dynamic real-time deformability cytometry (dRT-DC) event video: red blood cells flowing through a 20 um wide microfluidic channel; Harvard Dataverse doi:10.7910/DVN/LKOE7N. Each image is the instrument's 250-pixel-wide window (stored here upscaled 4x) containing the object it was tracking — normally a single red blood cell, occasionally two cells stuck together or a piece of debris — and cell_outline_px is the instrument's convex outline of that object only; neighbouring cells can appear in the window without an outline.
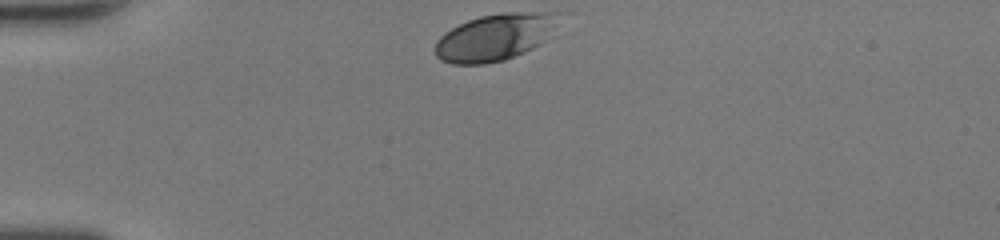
{"species": "human", "species_latin": "Homo sapiens", "temperature_condition": "room temperature", "stored_images_in_passage": 29, "camera_frame_rate_fps": 3000, "um_per_image_px": 0.085, "donor": {"sex": "female"}, "frame": {"image": 1, "passage_image": 1, "time_ms": 0.0, "image_size_px": [1000, 240], "cell_outline_px": [[564, 12], [548, 40], [524, 52], [504, 60], [484, 64], [452, 64], [440, 60], [436, 56], [436, 40], [444, 32], [468, 20], [480, 16], [504, 12]], "centroid_in_image_um": [42.12, 3.14], "position_along_channel_um": 42.9, "area_um2": 34.1}}
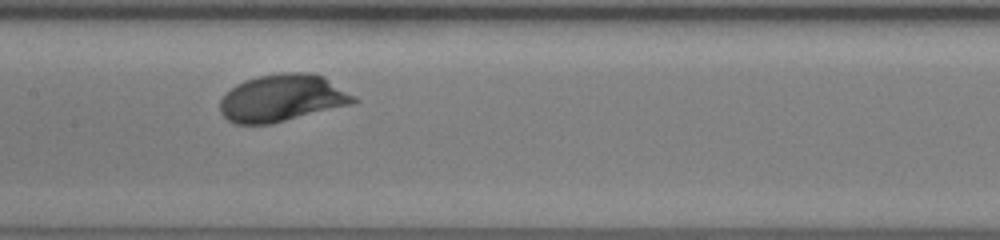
{"frame": {"image": 2, "passage_image": 14, "time_ms": 4.333, "image_size_px": [1000, 240], "cell_outline_px": [[360, 100], [356, 104], [272, 124], [236, 124], [228, 120], [220, 112], [220, 100], [224, 92], [236, 84], [244, 80], [260, 76], [280, 72], [308, 72], [324, 76], [356, 96]], "centroid_in_image_um": [24.03, 8.34], "position_along_channel_um": 183.4, "area_um2": 37.45}}
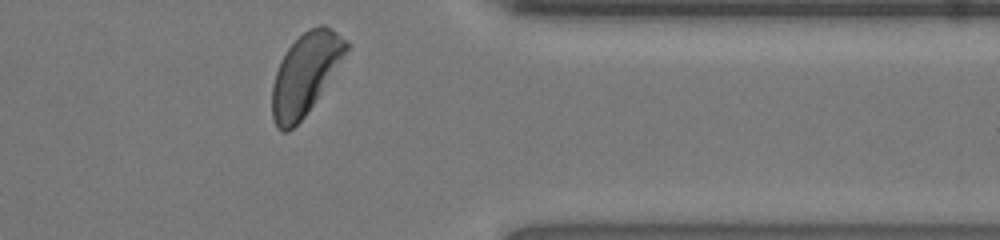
{"frame": {"image": 3, "passage_image": 29, "time_ms": 9.333, "image_size_px": [1000, 240], "cell_outline_px": [[352, 44], [304, 116], [288, 132], [280, 132], [276, 128], [272, 116], [272, 84], [280, 60], [288, 48], [308, 28], [320, 24], [324, 24], [332, 28]], "centroid_in_image_um": [25.93, 6.25], "position_along_channel_um": 385.5, "area_um2": 34.56}, "authors_computed_cell_mechanics": {"area_um2": 35.6626, "velocity_mm_per_s": 4.1957, "shape_relaxation_time_tau1_ms": 1.9879, "shape_relaxation_time_tau2_ms": null, "deformation_change_tau1": 0.129, "deformation_change_tau2": null}}